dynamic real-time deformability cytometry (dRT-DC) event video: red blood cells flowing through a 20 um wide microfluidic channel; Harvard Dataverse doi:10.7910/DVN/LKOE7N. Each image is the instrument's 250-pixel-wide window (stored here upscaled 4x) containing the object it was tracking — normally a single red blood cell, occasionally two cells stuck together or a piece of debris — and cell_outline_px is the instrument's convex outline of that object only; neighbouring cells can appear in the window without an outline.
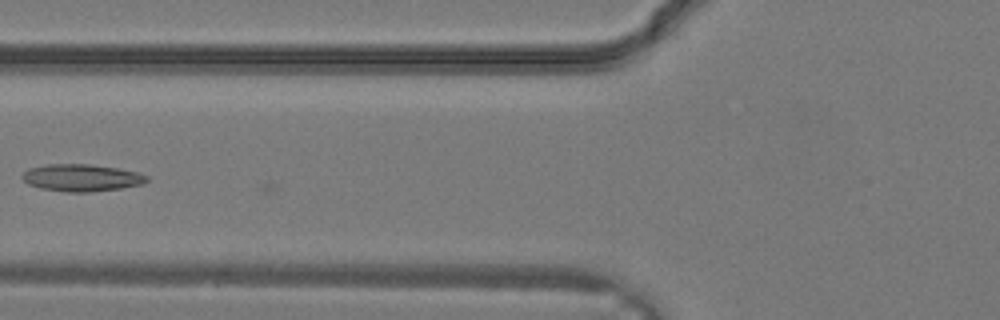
{"species": "common noctule bat (a hibernating species)", "species_latin": "Nyctalus noctula", "temperature_condition": "warm", "stored_images_in_passage": 6, "camera_frame_rate_fps": 3000, "um_per_image_px": 0.085, "animal": {"sex": "male", "body_mass_g": 19.2, "forearm_length_mm": 51.8}, "frame": {"image": 1, "passage_image": 5, "time_ms": 1.333, "image_size_px": [1000, 320], "cell_outline_px": [[148, 180], [144, 184], [120, 188], [88, 192], [68, 192], [40, 188], [28, 184], [20, 176], [28, 168], [48, 164], [88, 164], [116, 168], [136, 172], [148, 176]], "centroid_in_image_um": [6.91, 15.11], "position_along_channel_um": 118.9, "area_um2": 19.59}}